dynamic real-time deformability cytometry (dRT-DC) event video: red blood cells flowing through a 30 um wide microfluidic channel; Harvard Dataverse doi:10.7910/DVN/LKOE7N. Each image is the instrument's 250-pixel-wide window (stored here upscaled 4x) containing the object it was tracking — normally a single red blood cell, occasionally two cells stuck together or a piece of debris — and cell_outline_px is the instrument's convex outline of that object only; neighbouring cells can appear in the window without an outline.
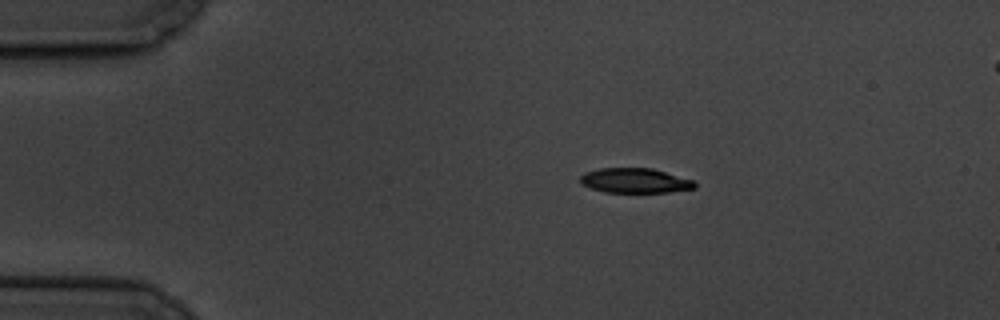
{"species": "common noctule bat (a hibernating species)", "species_latin": "Nyctalus noctula", "temperature_condition": "cold", "stored_images_in_passage": 3, "segment_of_instrument_passage": [1, 2], "camera_frame_rate_fps": 3000, "um_per_image_px": 0.085, "animal": {"sex": "male", "body_mass_g": 19.5, "forearm_length_mm": 54.6}, "frame": {"image": 1, "passage_image": 1, "time_ms": 0.0, "image_size_px": [1000, 320], "cell_outline_px": [[696, 188], [668, 192], [604, 192], [580, 184], [580, 176], [584, 172], [600, 168], [652, 168], [692, 180], [696, 184]], "centroid_in_image_um": [53.93, 15.35], "position_along_channel_um": 31.1, "area_um2": 16.47}}